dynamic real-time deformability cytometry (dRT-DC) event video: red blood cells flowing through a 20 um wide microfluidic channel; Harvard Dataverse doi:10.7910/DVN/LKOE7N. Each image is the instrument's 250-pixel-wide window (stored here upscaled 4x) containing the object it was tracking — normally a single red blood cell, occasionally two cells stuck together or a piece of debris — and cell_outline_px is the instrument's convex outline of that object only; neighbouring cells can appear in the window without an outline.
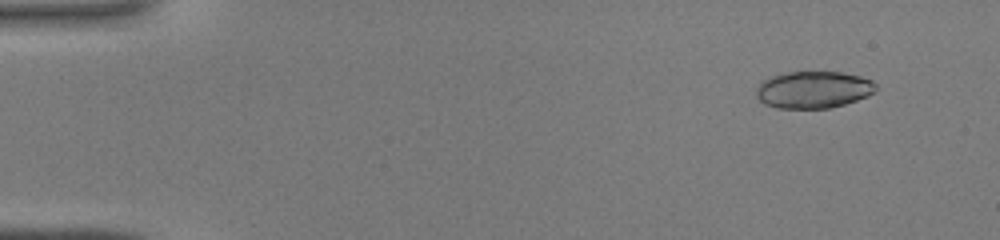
{"species": "common noctule bat (a hibernating species)", "species_latin": "Nyctalus noctula", "temperature_condition": "warm", "stored_images_in_passage": 7, "camera_frame_rate_fps": 3000, "um_per_image_px": 0.085, "animal": {"sex": "male", "body_mass_g": 19.0, "forearm_length_mm": 50.8}, "frame": {"image": 1, "passage_image": 1, "time_ms": 0.0, "image_size_px": [1000, 240], "cell_outline_px": [[876, 88], [868, 96], [844, 104], [828, 108], [776, 108], [764, 104], [756, 96], [756, 88], [764, 80], [772, 76], [788, 72], [840, 72], [860, 76], [872, 80], [876, 84]], "centroid_in_image_um": [69.13, 7.62], "position_along_channel_um": 15.9, "area_um2": 25.66}}